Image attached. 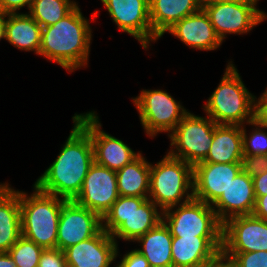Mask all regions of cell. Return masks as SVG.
I'll list each match as a JSON object with an SVG mask.
<instances>
[{
  "instance_id": "cell-1",
  "label": "cell",
  "mask_w": 267,
  "mask_h": 267,
  "mask_svg": "<svg viewBox=\"0 0 267 267\" xmlns=\"http://www.w3.org/2000/svg\"><path fill=\"white\" fill-rule=\"evenodd\" d=\"M72 120L73 129L57 158L34 183L42 192L65 200H74L77 197L85 176L94 163L90 134L74 118Z\"/></svg>"
},
{
  "instance_id": "cell-2",
  "label": "cell",
  "mask_w": 267,
  "mask_h": 267,
  "mask_svg": "<svg viewBox=\"0 0 267 267\" xmlns=\"http://www.w3.org/2000/svg\"><path fill=\"white\" fill-rule=\"evenodd\" d=\"M77 5L57 23L43 27L39 55L72 73L89 62L92 29Z\"/></svg>"
},
{
  "instance_id": "cell-3",
  "label": "cell",
  "mask_w": 267,
  "mask_h": 267,
  "mask_svg": "<svg viewBox=\"0 0 267 267\" xmlns=\"http://www.w3.org/2000/svg\"><path fill=\"white\" fill-rule=\"evenodd\" d=\"M220 80L202 107L205 114L217 125L243 126L254 120L256 96L245 86L233 61L228 62Z\"/></svg>"
},
{
  "instance_id": "cell-4",
  "label": "cell",
  "mask_w": 267,
  "mask_h": 267,
  "mask_svg": "<svg viewBox=\"0 0 267 267\" xmlns=\"http://www.w3.org/2000/svg\"><path fill=\"white\" fill-rule=\"evenodd\" d=\"M21 233L43 249L57 248V229L63 198L48 194L33 185L31 195L19 191Z\"/></svg>"
},
{
  "instance_id": "cell-5",
  "label": "cell",
  "mask_w": 267,
  "mask_h": 267,
  "mask_svg": "<svg viewBox=\"0 0 267 267\" xmlns=\"http://www.w3.org/2000/svg\"><path fill=\"white\" fill-rule=\"evenodd\" d=\"M162 213L148 197L119 196L102 217V229L117 244L118 238L135 242L162 221Z\"/></svg>"
},
{
  "instance_id": "cell-6",
  "label": "cell",
  "mask_w": 267,
  "mask_h": 267,
  "mask_svg": "<svg viewBox=\"0 0 267 267\" xmlns=\"http://www.w3.org/2000/svg\"><path fill=\"white\" fill-rule=\"evenodd\" d=\"M193 195V166L168 153L150 167L148 199L161 211L186 203Z\"/></svg>"
},
{
  "instance_id": "cell-7",
  "label": "cell",
  "mask_w": 267,
  "mask_h": 267,
  "mask_svg": "<svg viewBox=\"0 0 267 267\" xmlns=\"http://www.w3.org/2000/svg\"><path fill=\"white\" fill-rule=\"evenodd\" d=\"M131 99L139 114L140 124L149 138L162 132L168 136L189 112L180 101L161 89H142Z\"/></svg>"
},
{
  "instance_id": "cell-8",
  "label": "cell",
  "mask_w": 267,
  "mask_h": 267,
  "mask_svg": "<svg viewBox=\"0 0 267 267\" xmlns=\"http://www.w3.org/2000/svg\"><path fill=\"white\" fill-rule=\"evenodd\" d=\"M217 124L209 117H201L190 111L168 135L170 156L192 166L202 162L209 152Z\"/></svg>"
},
{
  "instance_id": "cell-9",
  "label": "cell",
  "mask_w": 267,
  "mask_h": 267,
  "mask_svg": "<svg viewBox=\"0 0 267 267\" xmlns=\"http://www.w3.org/2000/svg\"><path fill=\"white\" fill-rule=\"evenodd\" d=\"M162 221L173 237L222 236L223 224L212 206L194 198L163 211Z\"/></svg>"
},
{
  "instance_id": "cell-10",
  "label": "cell",
  "mask_w": 267,
  "mask_h": 267,
  "mask_svg": "<svg viewBox=\"0 0 267 267\" xmlns=\"http://www.w3.org/2000/svg\"><path fill=\"white\" fill-rule=\"evenodd\" d=\"M74 118L89 134L94 150V162L117 171L135 160L141 152H135L121 139L102 130V124L95 111L75 113Z\"/></svg>"
},
{
  "instance_id": "cell-11",
  "label": "cell",
  "mask_w": 267,
  "mask_h": 267,
  "mask_svg": "<svg viewBox=\"0 0 267 267\" xmlns=\"http://www.w3.org/2000/svg\"><path fill=\"white\" fill-rule=\"evenodd\" d=\"M258 2L219 3L205 6L203 9L223 42L227 34H248L258 24L266 21L267 13L257 8Z\"/></svg>"
},
{
  "instance_id": "cell-12",
  "label": "cell",
  "mask_w": 267,
  "mask_h": 267,
  "mask_svg": "<svg viewBox=\"0 0 267 267\" xmlns=\"http://www.w3.org/2000/svg\"><path fill=\"white\" fill-rule=\"evenodd\" d=\"M120 31L134 37L148 51L159 38L153 33L149 0H100Z\"/></svg>"
},
{
  "instance_id": "cell-13",
  "label": "cell",
  "mask_w": 267,
  "mask_h": 267,
  "mask_svg": "<svg viewBox=\"0 0 267 267\" xmlns=\"http://www.w3.org/2000/svg\"><path fill=\"white\" fill-rule=\"evenodd\" d=\"M267 251V220L253 214L223 223L221 253Z\"/></svg>"
},
{
  "instance_id": "cell-14",
  "label": "cell",
  "mask_w": 267,
  "mask_h": 267,
  "mask_svg": "<svg viewBox=\"0 0 267 267\" xmlns=\"http://www.w3.org/2000/svg\"><path fill=\"white\" fill-rule=\"evenodd\" d=\"M101 230L102 217L99 214L74 200H66L62 205L58 222L57 248L64 251L97 235Z\"/></svg>"
},
{
  "instance_id": "cell-15",
  "label": "cell",
  "mask_w": 267,
  "mask_h": 267,
  "mask_svg": "<svg viewBox=\"0 0 267 267\" xmlns=\"http://www.w3.org/2000/svg\"><path fill=\"white\" fill-rule=\"evenodd\" d=\"M118 198L116 171L94 162L74 201L103 217Z\"/></svg>"
},
{
  "instance_id": "cell-16",
  "label": "cell",
  "mask_w": 267,
  "mask_h": 267,
  "mask_svg": "<svg viewBox=\"0 0 267 267\" xmlns=\"http://www.w3.org/2000/svg\"><path fill=\"white\" fill-rule=\"evenodd\" d=\"M240 171L241 163H197L193 166L194 199L212 205Z\"/></svg>"
},
{
  "instance_id": "cell-17",
  "label": "cell",
  "mask_w": 267,
  "mask_h": 267,
  "mask_svg": "<svg viewBox=\"0 0 267 267\" xmlns=\"http://www.w3.org/2000/svg\"><path fill=\"white\" fill-rule=\"evenodd\" d=\"M118 246L111 235L102 229L97 235L66 248V263L74 267H110L119 257Z\"/></svg>"
},
{
  "instance_id": "cell-18",
  "label": "cell",
  "mask_w": 267,
  "mask_h": 267,
  "mask_svg": "<svg viewBox=\"0 0 267 267\" xmlns=\"http://www.w3.org/2000/svg\"><path fill=\"white\" fill-rule=\"evenodd\" d=\"M222 250V236L173 237V267H204Z\"/></svg>"
},
{
  "instance_id": "cell-19",
  "label": "cell",
  "mask_w": 267,
  "mask_h": 267,
  "mask_svg": "<svg viewBox=\"0 0 267 267\" xmlns=\"http://www.w3.org/2000/svg\"><path fill=\"white\" fill-rule=\"evenodd\" d=\"M255 202L253 180L240 171L211 206L223 224L232 217L252 214Z\"/></svg>"
},
{
  "instance_id": "cell-20",
  "label": "cell",
  "mask_w": 267,
  "mask_h": 267,
  "mask_svg": "<svg viewBox=\"0 0 267 267\" xmlns=\"http://www.w3.org/2000/svg\"><path fill=\"white\" fill-rule=\"evenodd\" d=\"M178 38L189 48L200 51H214L222 45L210 18L204 9L184 17L166 31Z\"/></svg>"
},
{
  "instance_id": "cell-21",
  "label": "cell",
  "mask_w": 267,
  "mask_h": 267,
  "mask_svg": "<svg viewBox=\"0 0 267 267\" xmlns=\"http://www.w3.org/2000/svg\"><path fill=\"white\" fill-rule=\"evenodd\" d=\"M21 236L19 190L0 183V252H8Z\"/></svg>"
},
{
  "instance_id": "cell-22",
  "label": "cell",
  "mask_w": 267,
  "mask_h": 267,
  "mask_svg": "<svg viewBox=\"0 0 267 267\" xmlns=\"http://www.w3.org/2000/svg\"><path fill=\"white\" fill-rule=\"evenodd\" d=\"M200 9L199 0H149L152 31L160 39L175 23Z\"/></svg>"
},
{
  "instance_id": "cell-23",
  "label": "cell",
  "mask_w": 267,
  "mask_h": 267,
  "mask_svg": "<svg viewBox=\"0 0 267 267\" xmlns=\"http://www.w3.org/2000/svg\"><path fill=\"white\" fill-rule=\"evenodd\" d=\"M243 157L242 126L216 125L206 163H241Z\"/></svg>"
},
{
  "instance_id": "cell-24",
  "label": "cell",
  "mask_w": 267,
  "mask_h": 267,
  "mask_svg": "<svg viewBox=\"0 0 267 267\" xmlns=\"http://www.w3.org/2000/svg\"><path fill=\"white\" fill-rule=\"evenodd\" d=\"M42 27L27 12L6 14V39L21 51L39 55Z\"/></svg>"
},
{
  "instance_id": "cell-25",
  "label": "cell",
  "mask_w": 267,
  "mask_h": 267,
  "mask_svg": "<svg viewBox=\"0 0 267 267\" xmlns=\"http://www.w3.org/2000/svg\"><path fill=\"white\" fill-rule=\"evenodd\" d=\"M173 236L169 228L161 221L155 228L139 237L136 248L149 262L150 267H173L171 244Z\"/></svg>"
},
{
  "instance_id": "cell-26",
  "label": "cell",
  "mask_w": 267,
  "mask_h": 267,
  "mask_svg": "<svg viewBox=\"0 0 267 267\" xmlns=\"http://www.w3.org/2000/svg\"><path fill=\"white\" fill-rule=\"evenodd\" d=\"M151 162L142 153L116 171L119 196L148 197Z\"/></svg>"
},
{
  "instance_id": "cell-27",
  "label": "cell",
  "mask_w": 267,
  "mask_h": 267,
  "mask_svg": "<svg viewBox=\"0 0 267 267\" xmlns=\"http://www.w3.org/2000/svg\"><path fill=\"white\" fill-rule=\"evenodd\" d=\"M77 5L74 0H33L27 13L43 28L57 23Z\"/></svg>"
},
{
  "instance_id": "cell-28",
  "label": "cell",
  "mask_w": 267,
  "mask_h": 267,
  "mask_svg": "<svg viewBox=\"0 0 267 267\" xmlns=\"http://www.w3.org/2000/svg\"><path fill=\"white\" fill-rule=\"evenodd\" d=\"M43 248L21 236L8 251L16 267H38Z\"/></svg>"
},
{
  "instance_id": "cell-29",
  "label": "cell",
  "mask_w": 267,
  "mask_h": 267,
  "mask_svg": "<svg viewBox=\"0 0 267 267\" xmlns=\"http://www.w3.org/2000/svg\"><path fill=\"white\" fill-rule=\"evenodd\" d=\"M247 124L252 126V131L248 134L246 125L242 126L243 155H267L266 128L255 119Z\"/></svg>"
},
{
  "instance_id": "cell-30",
  "label": "cell",
  "mask_w": 267,
  "mask_h": 267,
  "mask_svg": "<svg viewBox=\"0 0 267 267\" xmlns=\"http://www.w3.org/2000/svg\"><path fill=\"white\" fill-rule=\"evenodd\" d=\"M221 254L236 267H267V251Z\"/></svg>"
},
{
  "instance_id": "cell-31",
  "label": "cell",
  "mask_w": 267,
  "mask_h": 267,
  "mask_svg": "<svg viewBox=\"0 0 267 267\" xmlns=\"http://www.w3.org/2000/svg\"><path fill=\"white\" fill-rule=\"evenodd\" d=\"M241 170L251 178L267 172V155H243Z\"/></svg>"
},
{
  "instance_id": "cell-32",
  "label": "cell",
  "mask_w": 267,
  "mask_h": 267,
  "mask_svg": "<svg viewBox=\"0 0 267 267\" xmlns=\"http://www.w3.org/2000/svg\"><path fill=\"white\" fill-rule=\"evenodd\" d=\"M66 259L64 251L54 248V249H44L40 260L38 262V267H66Z\"/></svg>"
},
{
  "instance_id": "cell-33",
  "label": "cell",
  "mask_w": 267,
  "mask_h": 267,
  "mask_svg": "<svg viewBox=\"0 0 267 267\" xmlns=\"http://www.w3.org/2000/svg\"><path fill=\"white\" fill-rule=\"evenodd\" d=\"M115 267H150L147 259L136 248L123 255Z\"/></svg>"
},
{
  "instance_id": "cell-34",
  "label": "cell",
  "mask_w": 267,
  "mask_h": 267,
  "mask_svg": "<svg viewBox=\"0 0 267 267\" xmlns=\"http://www.w3.org/2000/svg\"><path fill=\"white\" fill-rule=\"evenodd\" d=\"M32 2L33 0H0V13H19L25 6L30 10Z\"/></svg>"
},
{
  "instance_id": "cell-35",
  "label": "cell",
  "mask_w": 267,
  "mask_h": 267,
  "mask_svg": "<svg viewBox=\"0 0 267 267\" xmlns=\"http://www.w3.org/2000/svg\"><path fill=\"white\" fill-rule=\"evenodd\" d=\"M255 196L267 194V172L261 173L252 178Z\"/></svg>"
},
{
  "instance_id": "cell-36",
  "label": "cell",
  "mask_w": 267,
  "mask_h": 267,
  "mask_svg": "<svg viewBox=\"0 0 267 267\" xmlns=\"http://www.w3.org/2000/svg\"><path fill=\"white\" fill-rule=\"evenodd\" d=\"M255 197H256V202L252 214L258 218L267 220V194Z\"/></svg>"
},
{
  "instance_id": "cell-37",
  "label": "cell",
  "mask_w": 267,
  "mask_h": 267,
  "mask_svg": "<svg viewBox=\"0 0 267 267\" xmlns=\"http://www.w3.org/2000/svg\"><path fill=\"white\" fill-rule=\"evenodd\" d=\"M255 120L267 129V101H255Z\"/></svg>"
},
{
  "instance_id": "cell-38",
  "label": "cell",
  "mask_w": 267,
  "mask_h": 267,
  "mask_svg": "<svg viewBox=\"0 0 267 267\" xmlns=\"http://www.w3.org/2000/svg\"><path fill=\"white\" fill-rule=\"evenodd\" d=\"M204 267H236L228 258L220 254L215 260L207 263Z\"/></svg>"
},
{
  "instance_id": "cell-39",
  "label": "cell",
  "mask_w": 267,
  "mask_h": 267,
  "mask_svg": "<svg viewBox=\"0 0 267 267\" xmlns=\"http://www.w3.org/2000/svg\"><path fill=\"white\" fill-rule=\"evenodd\" d=\"M0 267H16V263L8 252H0Z\"/></svg>"
},
{
  "instance_id": "cell-40",
  "label": "cell",
  "mask_w": 267,
  "mask_h": 267,
  "mask_svg": "<svg viewBox=\"0 0 267 267\" xmlns=\"http://www.w3.org/2000/svg\"><path fill=\"white\" fill-rule=\"evenodd\" d=\"M243 1H259V0H199L202 9L208 5H214L219 3H238Z\"/></svg>"
},
{
  "instance_id": "cell-41",
  "label": "cell",
  "mask_w": 267,
  "mask_h": 267,
  "mask_svg": "<svg viewBox=\"0 0 267 267\" xmlns=\"http://www.w3.org/2000/svg\"><path fill=\"white\" fill-rule=\"evenodd\" d=\"M6 14L0 13V40L6 39Z\"/></svg>"
},
{
  "instance_id": "cell-42",
  "label": "cell",
  "mask_w": 267,
  "mask_h": 267,
  "mask_svg": "<svg viewBox=\"0 0 267 267\" xmlns=\"http://www.w3.org/2000/svg\"><path fill=\"white\" fill-rule=\"evenodd\" d=\"M262 95H260V97H256V101H267V87L264 90L263 93H261Z\"/></svg>"
}]
</instances>
